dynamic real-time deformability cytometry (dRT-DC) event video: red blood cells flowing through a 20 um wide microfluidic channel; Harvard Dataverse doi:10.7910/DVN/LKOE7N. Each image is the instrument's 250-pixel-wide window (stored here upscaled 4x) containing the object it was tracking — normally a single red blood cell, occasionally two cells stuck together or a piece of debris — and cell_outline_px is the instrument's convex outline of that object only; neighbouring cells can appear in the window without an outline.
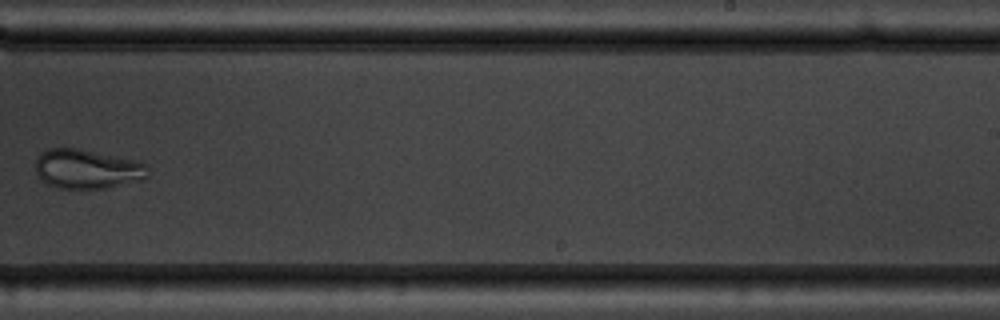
{"species": "common noctule bat (a hibernating species)", "species_latin": "Nyctalus noctula", "temperature_condition": "warm", "stored_images_in_passage": 9, "camera_frame_rate_fps": 3000, "um_per_image_px": 0.085, "animal": {"sex": "male", "body_mass_g": 19.5, "forearm_length_mm": 54.6}, "frame": {"image": 1, "passage_image": 8, "time_ms": 8.333, "image_size_px": [1000, 320], "cell_outline_px": [[152, 168], [148, 176], [144, 180], [108, 188], [56, 188], [40, 180], [36, 172], [36, 160], [40, 152], [48, 148], [76, 148], [140, 160], [148, 164]], "centroid_in_image_um": [7.48, 14.36], "position_along_channel_um": 281.5, "area_um2": 26.47}}